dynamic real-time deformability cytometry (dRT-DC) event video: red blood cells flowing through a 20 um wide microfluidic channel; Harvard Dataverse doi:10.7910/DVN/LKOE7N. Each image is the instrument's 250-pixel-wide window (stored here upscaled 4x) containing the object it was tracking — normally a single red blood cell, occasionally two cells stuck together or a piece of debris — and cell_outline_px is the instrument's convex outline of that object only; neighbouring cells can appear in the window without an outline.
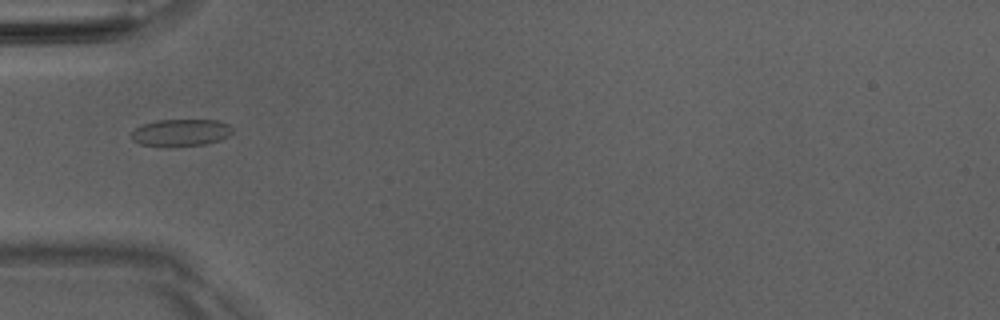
{"species": "Egyptian fruit bat (a non-hibernating species)", "species_latin": "Rousettus aegyptiacus", "temperature_condition": "room temperature", "stored_images_in_passage": 8, "camera_frame_rate_fps": 3000, "um_per_image_px": 0.085, "animal": {"sex": "male"}, "frame": {"image": 1, "passage_image": 1, "time_ms": 0.0, "image_size_px": [1000, 320], "cell_outline_px": [[232, 132], [228, 136], [220, 140], [204, 144], [164, 148], [140, 144], [132, 140], [132, 132], [140, 124], [156, 120], [220, 120], [228, 124], [232, 128]], "centroid_in_image_um": [15.34, 11.28], "position_along_channel_um": 69.7, "area_um2": 16.3}}
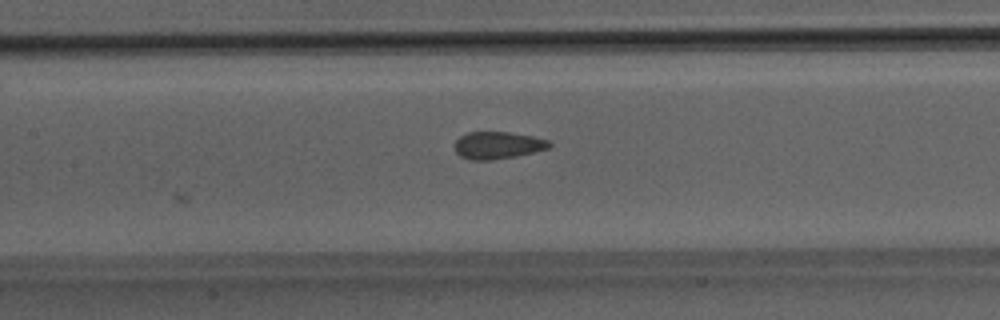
{"frame": {"image": 2, "passage_image": 8, "time_ms": 2.333, "image_size_px": [1000, 320], "cell_outline_px": [[552, 144], [548, 148], [516, 156], [492, 160], [472, 160], [460, 156], [456, 152], [452, 144], [460, 136], [468, 132], [508, 132], [532, 136], [548, 140]], "centroid_in_image_um": [42.26, 12.35], "position_along_channel_um": 165.1, "area_um2": 15.03}}